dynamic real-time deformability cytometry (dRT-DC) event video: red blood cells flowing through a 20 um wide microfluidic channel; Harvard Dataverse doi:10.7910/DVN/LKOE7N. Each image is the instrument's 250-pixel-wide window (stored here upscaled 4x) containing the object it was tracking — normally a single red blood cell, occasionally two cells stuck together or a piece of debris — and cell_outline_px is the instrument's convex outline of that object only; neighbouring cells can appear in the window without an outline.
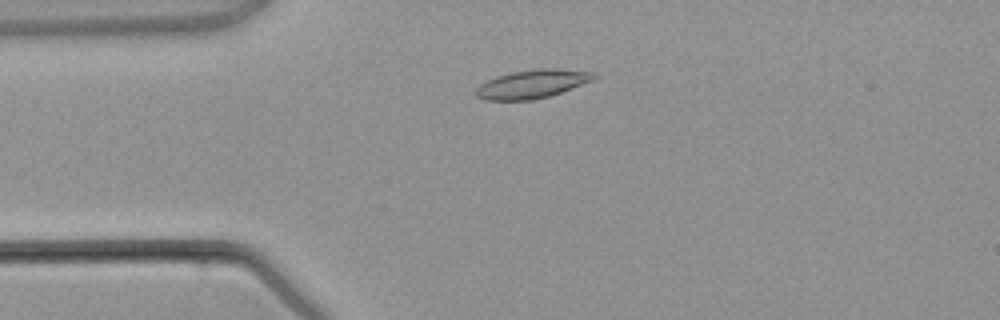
{"species": "common noctule bat (a hibernating species)", "species_latin": "Nyctalus noctula", "temperature_condition": "warm", "stored_images_in_passage": 2, "camera_frame_rate_fps": 3000, "um_per_image_px": 0.085, "animal": {"sex": "male", "body_mass_g": 21.5, "forearm_length_mm": 52.0}, "frame": {"image": 1, "passage_image": 2, "time_ms": 2.0, "image_size_px": [1000, 320], "cell_outline_px": [[600, 76], [592, 80], [572, 88], [548, 96], [532, 100], [484, 100], [476, 96], [476, 88], [480, 84], [496, 76], [512, 72], [540, 68], [556, 68], [596, 72]], "centroid_in_image_um": [45.26, 7.13], "position_along_channel_um": 39.7, "area_um2": 19.59}}